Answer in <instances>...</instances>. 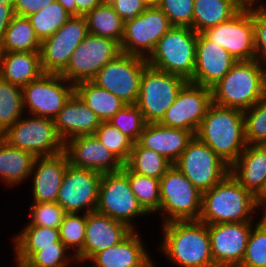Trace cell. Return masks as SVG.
Instances as JSON below:
<instances>
[{"mask_svg":"<svg viewBox=\"0 0 266 267\" xmlns=\"http://www.w3.org/2000/svg\"><path fill=\"white\" fill-rule=\"evenodd\" d=\"M160 252L178 267H216L208 225L199 220L162 224Z\"/></svg>","mask_w":266,"mask_h":267,"instance_id":"obj_1","label":"cell"},{"mask_svg":"<svg viewBox=\"0 0 266 267\" xmlns=\"http://www.w3.org/2000/svg\"><path fill=\"white\" fill-rule=\"evenodd\" d=\"M257 209L261 210L258 198L229 173L211 189L202 192L198 220L207 225L255 221Z\"/></svg>","mask_w":266,"mask_h":267,"instance_id":"obj_2","label":"cell"},{"mask_svg":"<svg viewBox=\"0 0 266 267\" xmlns=\"http://www.w3.org/2000/svg\"><path fill=\"white\" fill-rule=\"evenodd\" d=\"M195 136L231 166L247 146L243 111L212 103Z\"/></svg>","mask_w":266,"mask_h":267,"instance_id":"obj_3","label":"cell"},{"mask_svg":"<svg viewBox=\"0 0 266 267\" xmlns=\"http://www.w3.org/2000/svg\"><path fill=\"white\" fill-rule=\"evenodd\" d=\"M211 92L212 103L244 112L266 95V66L237 61Z\"/></svg>","mask_w":266,"mask_h":267,"instance_id":"obj_4","label":"cell"},{"mask_svg":"<svg viewBox=\"0 0 266 267\" xmlns=\"http://www.w3.org/2000/svg\"><path fill=\"white\" fill-rule=\"evenodd\" d=\"M197 35L190 27L173 26L147 58L148 65L189 82L196 64Z\"/></svg>","mask_w":266,"mask_h":267,"instance_id":"obj_5","label":"cell"},{"mask_svg":"<svg viewBox=\"0 0 266 267\" xmlns=\"http://www.w3.org/2000/svg\"><path fill=\"white\" fill-rule=\"evenodd\" d=\"M202 192L174 164L160 179L159 214L162 223L198 220Z\"/></svg>","mask_w":266,"mask_h":267,"instance_id":"obj_6","label":"cell"},{"mask_svg":"<svg viewBox=\"0 0 266 267\" xmlns=\"http://www.w3.org/2000/svg\"><path fill=\"white\" fill-rule=\"evenodd\" d=\"M0 138L12 147L31 152L35 157L53 156L64 151V141L56 131L54 120L26 113Z\"/></svg>","mask_w":266,"mask_h":267,"instance_id":"obj_7","label":"cell"},{"mask_svg":"<svg viewBox=\"0 0 266 267\" xmlns=\"http://www.w3.org/2000/svg\"><path fill=\"white\" fill-rule=\"evenodd\" d=\"M95 211L126 224L132 230H137L135 219L149 216L136 199L129 177L122 170L102 174Z\"/></svg>","mask_w":266,"mask_h":267,"instance_id":"obj_8","label":"cell"},{"mask_svg":"<svg viewBox=\"0 0 266 267\" xmlns=\"http://www.w3.org/2000/svg\"><path fill=\"white\" fill-rule=\"evenodd\" d=\"M186 83L180 76L147 65L142 73L136 103L145 122L158 123Z\"/></svg>","mask_w":266,"mask_h":267,"instance_id":"obj_9","label":"cell"},{"mask_svg":"<svg viewBox=\"0 0 266 267\" xmlns=\"http://www.w3.org/2000/svg\"><path fill=\"white\" fill-rule=\"evenodd\" d=\"M75 93V85L60 74L43 73L22 87L23 108L33 116L54 119Z\"/></svg>","mask_w":266,"mask_h":267,"instance_id":"obj_10","label":"cell"},{"mask_svg":"<svg viewBox=\"0 0 266 267\" xmlns=\"http://www.w3.org/2000/svg\"><path fill=\"white\" fill-rule=\"evenodd\" d=\"M174 165L201 192L211 189L230 173V166L195 135Z\"/></svg>","mask_w":266,"mask_h":267,"instance_id":"obj_11","label":"cell"},{"mask_svg":"<svg viewBox=\"0 0 266 267\" xmlns=\"http://www.w3.org/2000/svg\"><path fill=\"white\" fill-rule=\"evenodd\" d=\"M147 65L146 58L121 53L108 62L91 81L125 104H136L142 73Z\"/></svg>","mask_w":266,"mask_h":267,"instance_id":"obj_12","label":"cell"},{"mask_svg":"<svg viewBox=\"0 0 266 267\" xmlns=\"http://www.w3.org/2000/svg\"><path fill=\"white\" fill-rule=\"evenodd\" d=\"M119 54L120 45L116 41L88 34L73 52L67 67L60 75L74 85L82 81H91Z\"/></svg>","mask_w":266,"mask_h":267,"instance_id":"obj_13","label":"cell"},{"mask_svg":"<svg viewBox=\"0 0 266 267\" xmlns=\"http://www.w3.org/2000/svg\"><path fill=\"white\" fill-rule=\"evenodd\" d=\"M173 26L158 7H148L140 15L124 22L121 53L148 58L158 41Z\"/></svg>","mask_w":266,"mask_h":267,"instance_id":"obj_14","label":"cell"},{"mask_svg":"<svg viewBox=\"0 0 266 267\" xmlns=\"http://www.w3.org/2000/svg\"><path fill=\"white\" fill-rule=\"evenodd\" d=\"M88 34L85 16H71L56 33L41 42L40 59L43 72L61 74L73 52Z\"/></svg>","mask_w":266,"mask_h":267,"instance_id":"obj_15","label":"cell"},{"mask_svg":"<svg viewBox=\"0 0 266 267\" xmlns=\"http://www.w3.org/2000/svg\"><path fill=\"white\" fill-rule=\"evenodd\" d=\"M102 174L68 165L60 186L57 203L66 213L94 212L98 203Z\"/></svg>","mask_w":266,"mask_h":267,"instance_id":"obj_16","label":"cell"},{"mask_svg":"<svg viewBox=\"0 0 266 267\" xmlns=\"http://www.w3.org/2000/svg\"><path fill=\"white\" fill-rule=\"evenodd\" d=\"M211 104L210 88L187 82L158 123L188 130L195 135Z\"/></svg>","mask_w":266,"mask_h":267,"instance_id":"obj_17","label":"cell"},{"mask_svg":"<svg viewBox=\"0 0 266 267\" xmlns=\"http://www.w3.org/2000/svg\"><path fill=\"white\" fill-rule=\"evenodd\" d=\"M210 41L222 46L235 61L255 59V36L252 11H240L227 22L202 32Z\"/></svg>","mask_w":266,"mask_h":267,"instance_id":"obj_18","label":"cell"},{"mask_svg":"<svg viewBox=\"0 0 266 267\" xmlns=\"http://www.w3.org/2000/svg\"><path fill=\"white\" fill-rule=\"evenodd\" d=\"M254 221L208 225L211 252L216 267H238L245 255Z\"/></svg>","mask_w":266,"mask_h":267,"instance_id":"obj_19","label":"cell"},{"mask_svg":"<svg viewBox=\"0 0 266 267\" xmlns=\"http://www.w3.org/2000/svg\"><path fill=\"white\" fill-rule=\"evenodd\" d=\"M64 152L70 165L101 174L118 172L124 165L95 134L67 140L64 143Z\"/></svg>","mask_w":266,"mask_h":267,"instance_id":"obj_20","label":"cell"},{"mask_svg":"<svg viewBox=\"0 0 266 267\" xmlns=\"http://www.w3.org/2000/svg\"><path fill=\"white\" fill-rule=\"evenodd\" d=\"M236 62L222 46L210 41L203 33H198L196 64L189 82L211 89Z\"/></svg>","mask_w":266,"mask_h":267,"instance_id":"obj_21","label":"cell"},{"mask_svg":"<svg viewBox=\"0 0 266 267\" xmlns=\"http://www.w3.org/2000/svg\"><path fill=\"white\" fill-rule=\"evenodd\" d=\"M69 161L65 152L36 157L32 166V202H56Z\"/></svg>","mask_w":266,"mask_h":267,"instance_id":"obj_22","label":"cell"},{"mask_svg":"<svg viewBox=\"0 0 266 267\" xmlns=\"http://www.w3.org/2000/svg\"><path fill=\"white\" fill-rule=\"evenodd\" d=\"M133 230L126 224L96 211L86 214L83 265L96 253L119 244Z\"/></svg>","mask_w":266,"mask_h":267,"instance_id":"obj_23","label":"cell"},{"mask_svg":"<svg viewBox=\"0 0 266 267\" xmlns=\"http://www.w3.org/2000/svg\"><path fill=\"white\" fill-rule=\"evenodd\" d=\"M143 243L142 236L133 230L119 244L96 253L88 267H156Z\"/></svg>","mask_w":266,"mask_h":267,"instance_id":"obj_24","label":"cell"},{"mask_svg":"<svg viewBox=\"0 0 266 267\" xmlns=\"http://www.w3.org/2000/svg\"><path fill=\"white\" fill-rule=\"evenodd\" d=\"M231 175L259 198L266 190V144H247L230 166Z\"/></svg>","mask_w":266,"mask_h":267,"instance_id":"obj_25","label":"cell"},{"mask_svg":"<svg viewBox=\"0 0 266 267\" xmlns=\"http://www.w3.org/2000/svg\"><path fill=\"white\" fill-rule=\"evenodd\" d=\"M53 120L56 131L64 143L74 137L95 134L101 124L97 115L76 93Z\"/></svg>","mask_w":266,"mask_h":267,"instance_id":"obj_26","label":"cell"},{"mask_svg":"<svg viewBox=\"0 0 266 267\" xmlns=\"http://www.w3.org/2000/svg\"><path fill=\"white\" fill-rule=\"evenodd\" d=\"M193 137L194 134L188 130L166 127L159 123H146L137 143L175 164Z\"/></svg>","mask_w":266,"mask_h":267,"instance_id":"obj_27","label":"cell"},{"mask_svg":"<svg viewBox=\"0 0 266 267\" xmlns=\"http://www.w3.org/2000/svg\"><path fill=\"white\" fill-rule=\"evenodd\" d=\"M40 52H0V77L23 87L43 74Z\"/></svg>","mask_w":266,"mask_h":267,"instance_id":"obj_28","label":"cell"},{"mask_svg":"<svg viewBox=\"0 0 266 267\" xmlns=\"http://www.w3.org/2000/svg\"><path fill=\"white\" fill-rule=\"evenodd\" d=\"M13 255L16 264L23 265L36 251L55 246L60 240L59 228L25 225L12 237Z\"/></svg>","mask_w":266,"mask_h":267,"instance_id":"obj_29","label":"cell"},{"mask_svg":"<svg viewBox=\"0 0 266 267\" xmlns=\"http://www.w3.org/2000/svg\"><path fill=\"white\" fill-rule=\"evenodd\" d=\"M35 158L31 152L12 147L0 138V180L5 188L29 181Z\"/></svg>","mask_w":266,"mask_h":267,"instance_id":"obj_30","label":"cell"},{"mask_svg":"<svg viewBox=\"0 0 266 267\" xmlns=\"http://www.w3.org/2000/svg\"><path fill=\"white\" fill-rule=\"evenodd\" d=\"M75 93L97 115L101 122H108L127 105L117 96L98 87L92 81L76 83Z\"/></svg>","mask_w":266,"mask_h":267,"instance_id":"obj_31","label":"cell"},{"mask_svg":"<svg viewBox=\"0 0 266 267\" xmlns=\"http://www.w3.org/2000/svg\"><path fill=\"white\" fill-rule=\"evenodd\" d=\"M239 12L233 0H194L192 30L202 33L229 21Z\"/></svg>","mask_w":266,"mask_h":267,"instance_id":"obj_32","label":"cell"},{"mask_svg":"<svg viewBox=\"0 0 266 267\" xmlns=\"http://www.w3.org/2000/svg\"><path fill=\"white\" fill-rule=\"evenodd\" d=\"M89 34L105 37L121 43L124 21L111 4L102 3L85 15Z\"/></svg>","mask_w":266,"mask_h":267,"instance_id":"obj_33","label":"cell"},{"mask_svg":"<svg viewBox=\"0 0 266 267\" xmlns=\"http://www.w3.org/2000/svg\"><path fill=\"white\" fill-rule=\"evenodd\" d=\"M41 42L27 17L15 15L10 22L0 52H40Z\"/></svg>","mask_w":266,"mask_h":267,"instance_id":"obj_34","label":"cell"},{"mask_svg":"<svg viewBox=\"0 0 266 267\" xmlns=\"http://www.w3.org/2000/svg\"><path fill=\"white\" fill-rule=\"evenodd\" d=\"M124 165L131 172L161 179L173 164L161 154L151 149L141 147L135 142L128 161Z\"/></svg>","mask_w":266,"mask_h":267,"instance_id":"obj_35","label":"cell"},{"mask_svg":"<svg viewBox=\"0 0 266 267\" xmlns=\"http://www.w3.org/2000/svg\"><path fill=\"white\" fill-rule=\"evenodd\" d=\"M122 171L129 177L132 192L142 208L153 216L160 206V179L131 172L125 165Z\"/></svg>","mask_w":266,"mask_h":267,"instance_id":"obj_36","label":"cell"},{"mask_svg":"<svg viewBox=\"0 0 266 267\" xmlns=\"http://www.w3.org/2000/svg\"><path fill=\"white\" fill-rule=\"evenodd\" d=\"M70 17L65 8L58 1H54L27 18L37 38L42 42L56 33Z\"/></svg>","mask_w":266,"mask_h":267,"instance_id":"obj_37","label":"cell"},{"mask_svg":"<svg viewBox=\"0 0 266 267\" xmlns=\"http://www.w3.org/2000/svg\"><path fill=\"white\" fill-rule=\"evenodd\" d=\"M86 214L66 213L59 226L60 240L74 255L77 264H83V246L85 241ZM74 251V252H73Z\"/></svg>","mask_w":266,"mask_h":267,"instance_id":"obj_38","label":"cell"},{"mask_svg":"<svg viewBox=\"0 0 266 267\" xmlns=\"http://www.w3.org/2000/svg\"><path fill=\"white\" fill-rule=\"evenodd\" d=\"M24 114L22 88L0 77V135Z\"/></svg>","mask_w":266,"mask_h":267,"instance_id":"obj_39","label":"cell"},{"mask_svg":"<svg viewBox=\"0 0 266 267\" xmlns=\"http://www.w3.org/2000/svg\"><path fill=\"white\" fill-rule=\"evenodd\" d=\"M72 263V265H71ZM77 264L76 258L63 242H55V246L43 247L36 251L23 267H70Z\"/></svg>","mask_w":266,"mask_h":267,"instance_id":"obj_40","label":"cell"},{"mask_svg":"<svg viewBox=\"0 0 266 267\" xmlns=\"http://www.w3.org/2000/svg\"><path fill=\"white\" fill-rule=\"evenodd\" d=\"M238 267H266V222L262 218L252 226L245 255Z\"/></svg>","mask_w":266,"mask_h":267,"instance_id":"obj_41","label":"cell"},{"mask_svg":"<svg viewBox=\"0 0 266 267\" xmlns=\"http://www.w3.org/2000/svg\"><path fill=\"white\" fill-rule=\"evenodd\" d=\"M95 136L123 164L128 161L134 142L109 122H101Z\"/></svg>","mask_w":266,"mask_h":267,"instance_id":"obj_42","label":"cell"},{"mask_svg":"<svg viewBox=\"0 0 266 267\" xmlns=\"http://www.w3.org/2000/svg\"><path fill=\"white\" fill-rule=\"evenodd\" d=\"M243 116L247 144H266V95Z\"/></svg>","mask_w":266,"mask_h":267,"instance_id":"obj_43","label":"cell"},{"mask_svg":"<svg viewBox=\"0 0 266 267\" xmlns=\"http://www.w3.org/2000/svg\"><path fill=\"white\" fill-rule=\"evenodd\" d=\"M134 143L138 141L146 122L136 104H127L109 121Z\"/></svg>","mask_w":266,"mask_h":267,"instance_id":"obj_44","label":"cell"},{"mask_svg":"<svg viewBox=\"0 0 266 267\" xmlns=\"http://www.w3.org/2000/svg\"><path fill=\"white\" fill-rule=\"evenodd\" d=\"M29 214L26 225L59 228L66 212L57 202H32Z\"/></svg>","mask_w":266,"mask_h":267,"instance_id":"obj_45","label":"cell"},{"mask_svg":"<svg viewBox=\"0 0 266 267\" xmlns=\"http://www.w3.org/2000/svg\"><path fill=\"white\" fill-rule=\"evenodd\" d=\"M194 0H161L157 6L172 26L192 29Z\"/></svg>","mask_w":266,"mask_h":267,"instance_id":"obj_46","label":"cell"},{"mask_svg":"<svg viewBox=\"0 0 266 267\" xmlns=\"http://www.w3.org/2000/svg\"><path fill=\"white\" fill-rule=\"evenodd\" d=\"M255 36V59L266 66V11H252Z\"/></svg>","mask_w":266,"mask_h":267,"instance_id":"obj_47","label":"cell"},{"mask_svg":"<svg viewBox=\"0 0 266 267\" xmlns=\"http://www.w3.org/2000/svg\"><path fill=\"white\" fill-rule=\"evenodd\" d=\"M111 6L124 22L135 18L148 8L144 0H114Z\"/></svg>","mask_w":266,"mask_h":267,"instance_id":"obj_48","label":"cell"},{"mask_svg":"<svg viewBox=\"0 0 266 267\" xmlns=\"http://www.w3.org/2000/svg\"><path fill=\"white\" fill-rule=\"evenodd\" d=\"M57 0H14L13 9L17 16L28 17Z\"/></svg>","mask_w":266,"mask_h":267,"instance_id":"obj_49","label":"cell"},{"mask_svg":"<svg viewBox=\"0 0 266 267\" xmlns=\"http://www.w3.org/2000/svg\"><path fill=\"white\" fill-rule=\"evenodd\" d=\"M14 16L15 13L13 5H2V7H0V45L4 39L5 32Z\"/></svg>","mask_w":266,"mask_h":267,"instance_id":"obj_50","label":"cell"},{"mask_svg":"<svg viewBox=\"0 0 266 267\" xmlns=\"http://www.w3.org/2000/svg\"><path fill=\"white\" fill-rule=\"evenodd\" d=\"M240 11L265 10L266 3L261 0H233ZM260 2V3H259Z\"/></svg>","mask_w":266,"mask_h":267,"instance_id":"obj_51","label":"cell"},{"mask_svg":"<svg viewBox=\"0 0 266 267\" xmlns=\"http://www.w3.org/2000/svg\"><path fill=\"white\" fill-rule=\"evenodd\" d=\"M77 6V16H85L94 7L104 3L103 0H75Z\"/></svg>","mask_w":266,"mask_h":267,"instance_id":"obj_52","label":"cell"},{"mask_svg":"<svg viewBox=\"0 0 266 267\" xmlns=\"http://www.w3.org/2000/svg\"><path fill=\"white\" fill-rule=\"evenodd\" d=\"M71 16H77L75 0H57Z\"/></svg>","mask_w":266,"mask_h":267,"instance_id":"obj_53","label":"cell"},{"mask_svg":"<svg viewBox=\"0 0 266 267\" xmlns=\"http://www.w3.org/2000/svg\"><path fill=\"white\" fill-rule=\"evenodd\" d=\"M260 208L262 209L263 207L266 206V190L264 193L258 198Z\"/></svg>","mask_w":266,"mask_h":267,"instance_id":"obj_54","label":"cell"},{"mask_svg":"<svg viewBox=\"0 0 266 267\" xmlns=\"http://www.w3.org/2000/svg\"><path fill=\"white\" fill-rule=\"evenodd\" d=\"M148 7H157L161 0H144Z\"/></svg>","mask_w":266,"mask_h":267,"instance_id":"obj_55","label":"cell"},{"mask_svg":"<svg viewBox=\"0 0 266 267\" xmlns=\"http://www.w3.org/2000/svg\"><path fill=\"white\" fill-rule=\"evenodd\" d=\"M14 0H0V7H2V5H13Z\"/></svg>","mask_w":266,"mask_h":267,"instance_id":"obj_56","label":"cell"},{"mask_svg":"<svg viewBox=\"0 0 266 267\" xmlns=\"http://www.w3.org/2000/svg\"><path fill=\"white\" fill-rule=\"evenodd\" d=\"M261 210H262L261 213L263 212L261 218L266 222V206L263 207Z\"/></svg>","mask_w":266,"mask_h":267,"instance_id":"obj_57","label":"cell"},{"mask_svg":"<svg viewBox=\"0 0 266 267\" xmlns=\"http://www.w3.org/2000/svg\"><path fill=\"white\" fill-rule=\"evenodd\" d=\"M104 3H108V4H111L114 0H103Z\"/></svg>","mask_w":266,"mask_h":267,"instance_id":"obj_58","label":"cell"},{"mask_svg":"<svg viewBox=\"0 0 266 267\" xmlns=\"http://www.w3.org/2000/svg\"><path fill=\"white\" fill-rule=\"evenodd\" d=\"M16 267H23L22 265L16 264Z\"/></svg>","mask_w":266,"mask_h":267,"instance_id":"obj_59","label":"cell"}]
</instances>
